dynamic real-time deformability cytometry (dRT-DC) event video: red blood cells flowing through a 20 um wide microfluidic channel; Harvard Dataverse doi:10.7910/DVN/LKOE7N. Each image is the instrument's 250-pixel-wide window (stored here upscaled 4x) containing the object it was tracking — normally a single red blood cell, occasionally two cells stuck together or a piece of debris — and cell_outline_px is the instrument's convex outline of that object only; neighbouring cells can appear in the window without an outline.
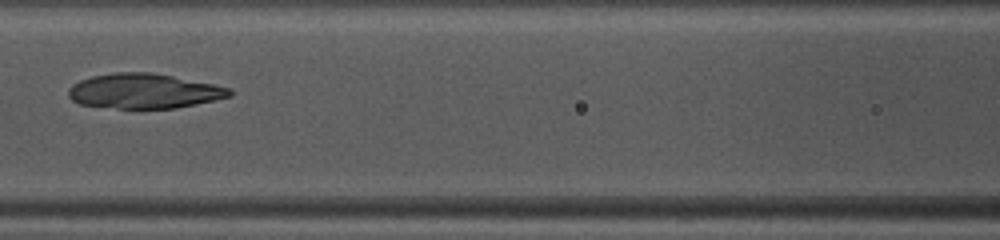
{"species": "common noctule bat (a hibernating species)", "species_latin": "Nyctalus noctula", "temperature_condition": "warm", "stored_images_in_passage": 47, "camera_frame_rate_fps": 3000, "um_per_image_px": 0.085, "animal": {"sex": "female", "body_mass_g": 10.0, "forearm_length_mm": 53.1}, "frame": {"image": 1, "passage_image": 19, "time_ms": 6.0, "image_size_px": [1000, 240], "cell_outline_px": [[232, 96], [196, 104], [176, 108], [116, 108], [80, 104], [72, 100], [68, 96], [68, 88], [72, 84], [80, 80], [92, 76], [116, 72], [152, 72], [212, 84], [228, 88], [232, 92]], "centroid_in_image_um": [12.2, 7.74], "position_along_channel_um": 154.4, "area_um2": 32.54}}
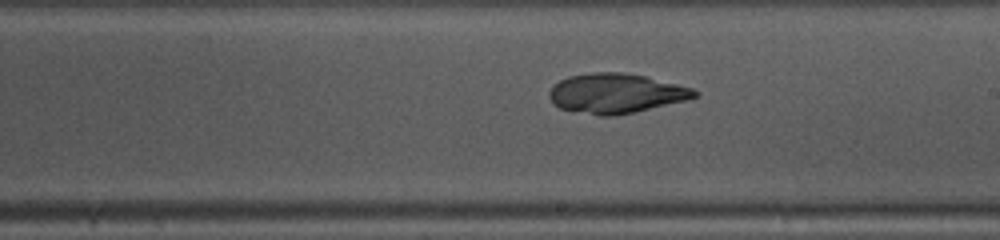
{"frame": {"image": 2, "passage_image": 25, "time_ms": 8.0, "image_size_px": [1000, 240], "cell_outline_px": [[696, 96], [688, 100], [636, 112], [616, 116], [600, 116], [560, 108], [552, 104], [548, 96], [548, 92], [560, 80], [568, 76], [588, 72], [620, 72], [648, 76], [692, 88], [696, 92]], "centroid_in_image_um": [52.34, 7.93], "position_along_channel_um": 236.7, "area_um2": 33.81}}
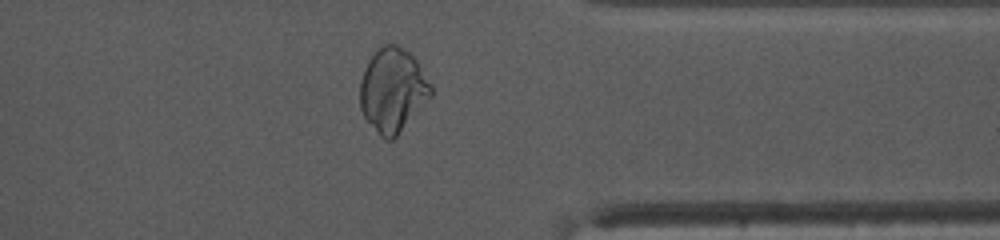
{"frame": {"image": 3, "passage_image": 36, "time_ms": 11.667, "image_size_px": [1000, 240], "cell_outline_px": [[432, 96], [396, 136], [392, 140], [384, 140], [380, 136], [364, 116], [360, 108], [360, 80], [364, 68], [368, 60], [384, 44], [396, 44], [408, 52], [416, 60], [432, 88]], "centroid_in_image_um": [33.36, 7.67], "position_along_channel_um": 378.0, "area_um2": 34.28}}